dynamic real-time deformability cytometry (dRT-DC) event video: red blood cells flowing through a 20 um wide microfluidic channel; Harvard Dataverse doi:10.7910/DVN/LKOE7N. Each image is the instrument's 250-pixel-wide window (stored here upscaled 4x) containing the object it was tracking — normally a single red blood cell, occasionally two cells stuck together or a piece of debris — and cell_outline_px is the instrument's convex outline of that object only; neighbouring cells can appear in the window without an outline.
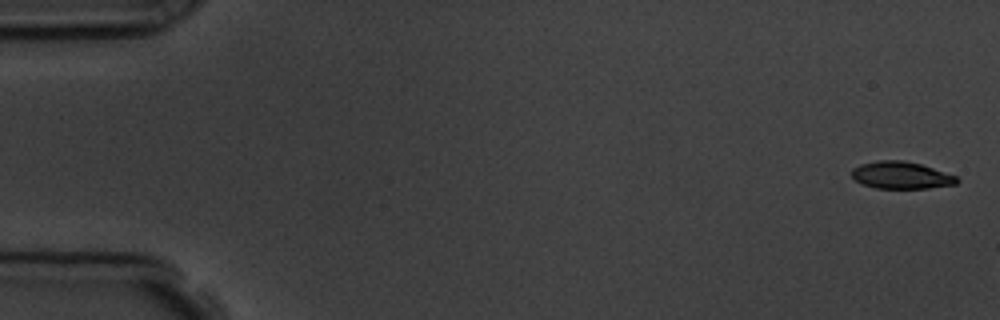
{"species": "common noctule bat (a hibernating species)", "species_latin": "Nyctalus noctula", "temperature_condition": "room temperature", "stored_images_in_passage": 3, "camera_frame_rate_fps": 3000, "um_per_image_px": 0.085, "animal": {"sex": "male", "body_mass_g": 19.5, "forearm_length_mm": 54.6}, "frame": {"image": 1, "passage_image": 1, "time_ms": 0.0, "image_size_px": [1000, 320], "cell_outline_px": [[960, 180], [956, 184], [928, 188], [876, 188], [864, 184], [856, 180], [852, 176], [852, 168], [860, 164], [880, 160], [904, 160], [920, 164], [956, 176]], "centroid_in_image_um": [76.59, 14.89], "position_along_channel_um": 8.4, "area_um2": 16.47}}